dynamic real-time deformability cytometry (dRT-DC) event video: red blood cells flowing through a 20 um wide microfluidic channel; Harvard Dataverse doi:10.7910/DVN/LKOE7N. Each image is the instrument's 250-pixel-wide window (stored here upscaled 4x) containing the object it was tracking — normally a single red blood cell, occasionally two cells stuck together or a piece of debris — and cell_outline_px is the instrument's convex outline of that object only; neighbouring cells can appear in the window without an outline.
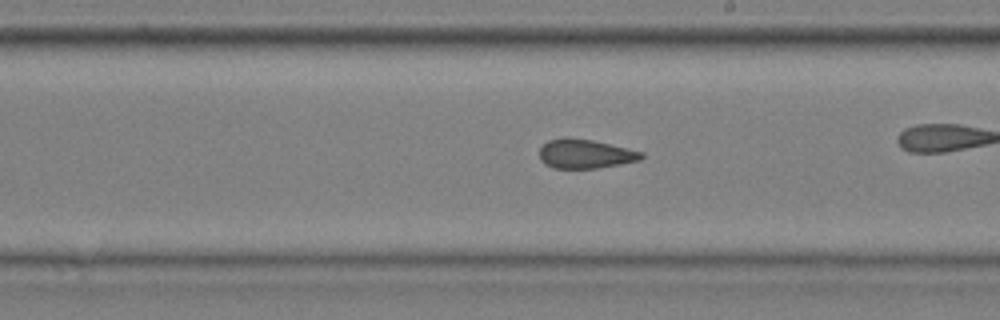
{"species": "common noctule bat (a hibernating species)", "species_latin": "Nyctalus noctula", "temperature_condition": "cold", "stored_images_in_passage": 43, "camera_frame_rate_fps": 3000, "um_per_image_px": 0.085, "animal": {"sex": "male", "body_mass_g": 20.4}, "frame": {"image": 1, "passage_image": 31, "time_ms": 10.0, "image_size_px": [1000, 320], "cell_outline_px": [[644, 156], [640, 160], [596, 168], [552, 168], [544, 164], [540, 160], [540, 148], [548, 140], [564, 136], [568, 136], [592, 140], [644, 152]], "centroid_in_image_um": [49.7, 13.06], "position_along_channel_um": 239.3, "area_um2": 17.4}}